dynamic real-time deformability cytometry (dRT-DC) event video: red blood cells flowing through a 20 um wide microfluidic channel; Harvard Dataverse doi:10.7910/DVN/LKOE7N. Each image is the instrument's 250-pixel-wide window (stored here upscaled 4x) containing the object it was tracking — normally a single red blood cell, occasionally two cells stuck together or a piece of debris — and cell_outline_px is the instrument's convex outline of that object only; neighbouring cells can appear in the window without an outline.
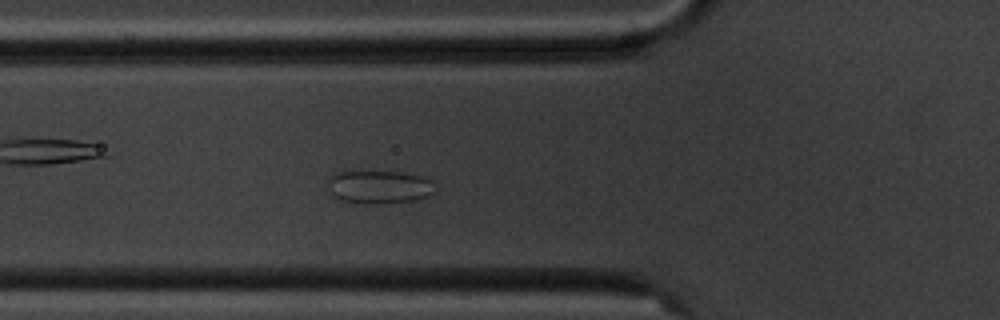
{"species": "common noctule bat (a hibernating species)", "species_latin": "Nyctalus noctula", "temperature_condition": "cold", "stored_images_in_passage": 2, "camera_frame_rate_fps": 3000, "um_per_image_px": 0.085, "animal": {"sex": "male", "body_mass_g": 20.1, "forearm_length_mm": 53.5}, "frame": {"image": 1, "passage_image": 2, "time_ms": 1.0, "image_size_px": [1000, 320], "cell_outline_px": [[436, 192], [428, 196], [412, 200], [388, 204], [356, 204], [340, 200], [332, 192], [328, 184], [328, 176], [336, 172], [400, 172], [428, 176], [432, 180]], "centroid_in_image_um": [32.28, 15.9], "position_along_channel_um": 93.5, "area_um2": 21.1}}